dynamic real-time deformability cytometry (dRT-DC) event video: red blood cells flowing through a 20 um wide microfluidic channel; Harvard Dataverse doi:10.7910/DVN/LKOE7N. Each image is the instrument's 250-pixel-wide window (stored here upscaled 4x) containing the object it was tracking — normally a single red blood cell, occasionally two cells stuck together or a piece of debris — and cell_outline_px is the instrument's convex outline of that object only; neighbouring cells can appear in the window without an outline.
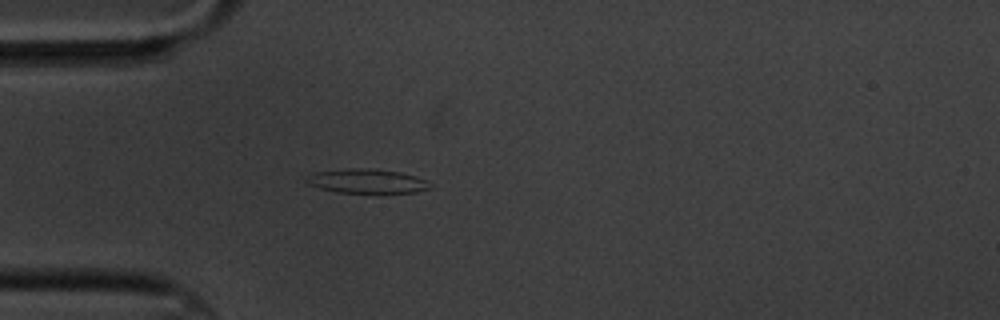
{"species": "common noctule bat (a hibernating species)", "species_latin": "Nyctalus noctula", "temperature_condition": "cold", "stored_images_in_passage": 2, "camera_frame_rate_fps": 3000, "um_per_image_px": 0.085, "animal": {"sex": "male", "body_mass_g": 20.1, "forearm_length_mm": 53.5}, "frame": {"image": 1, "passage_image": 2, "time_ms": 2.0, "image_size_px": [1000, 320], "cell_outline_px": [[432, 188], [416, 192], [336, 192], [320, 188], [308, 184], [304, 180], [312, 172], [348, 168], [364, 168], [400, 172], [416, 176], [432, 184]], "centroid_in_image_um": [31.16, 15.38], "position_along_channel_um": 53.8, "area_um2": 17.34}}